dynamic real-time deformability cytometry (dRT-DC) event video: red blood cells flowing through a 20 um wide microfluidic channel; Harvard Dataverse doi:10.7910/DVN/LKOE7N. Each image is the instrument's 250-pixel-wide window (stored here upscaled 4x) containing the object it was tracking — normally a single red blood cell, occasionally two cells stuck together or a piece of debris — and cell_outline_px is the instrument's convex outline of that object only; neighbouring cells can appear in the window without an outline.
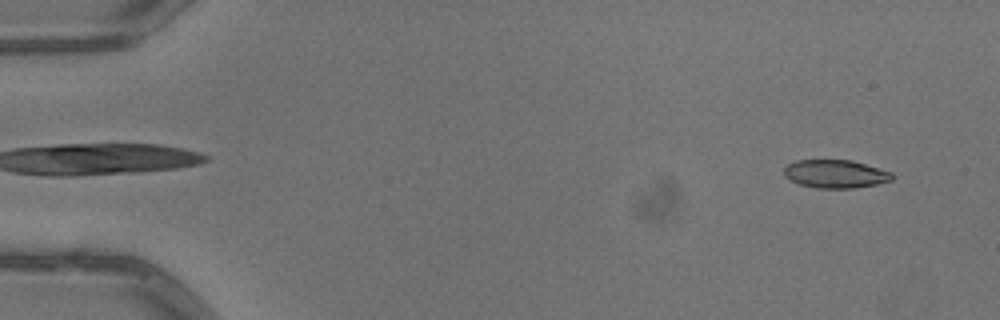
{"species": "common noctule bat (a hibernating species)", "species_latin": "Nyctalus noctula", "temperature_condition": "warm", "stored_images_in_passage": 5, "camera_frame_rate_fps": 3000, "um_per_image_px": 0.085, "animal": {"sex": "male", "body_mass_g": 13.3}, "frame": {"image": 1, "passage_image": 5, "time_ms": 1.333, "image_size_px": [1000, 320], "cell_outline_px": [[892, 180], [876, 184], [856, 188], [816, 188], [800, 184], [784, 176], [784, 168], [788, 164], [796, 160], [852, 160], [892, 172]], "centroid_in_image_um": [71.01, 14.78], "position_along_channel_um": 14.0, "area_um2": 17.69}}